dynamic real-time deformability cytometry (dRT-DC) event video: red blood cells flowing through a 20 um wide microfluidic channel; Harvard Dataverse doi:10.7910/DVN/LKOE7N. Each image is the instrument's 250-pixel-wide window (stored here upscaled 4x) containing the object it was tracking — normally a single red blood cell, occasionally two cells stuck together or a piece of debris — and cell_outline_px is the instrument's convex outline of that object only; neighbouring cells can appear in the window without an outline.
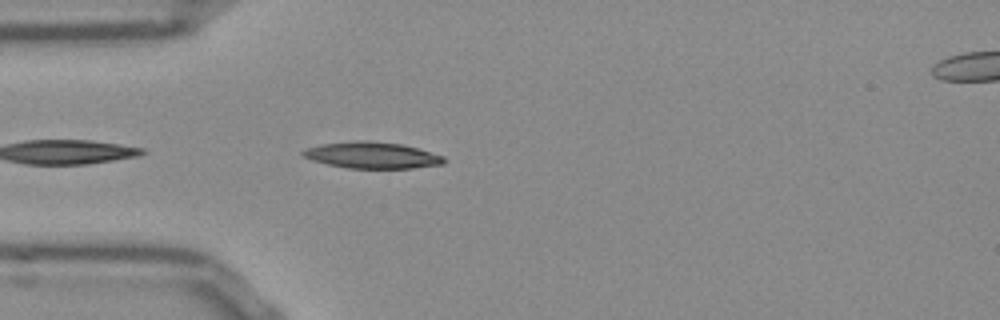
{"species": "Egyptian fruit bat (a non-hibernating species)", "species_latin": "Rousettus aegyptiacus", "temperature_condition": "room temperature", "stored_images_in_passage": 15, "camera_frame_rate_fps": 3000, "um_per_image_px": 0.085, "frame": {"image": 1, "passage_image": 2, "time_ms": 0.333, "image_size_px": [1000, 320], "cell_outline_px": [[448, 160], [444, 164], [412, 168], [348, 168], [328, 164], [312, 160], [304, 156], [300, 152], [304, 148], [320, 144], [356, 140], [368, 140], [400, 144], [416, 148], [444, 156]], "centroid_in_image_um": [31.61, 13.19], "position_along_channel_um": 53.4, "area_um2": 21.73}}
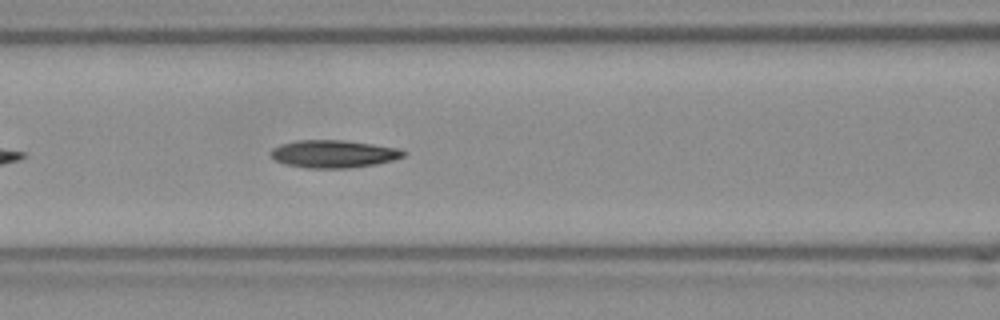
{"frame": {"image": 2, "passage_image": 9, "time_ms": 2.667, "image_size_px": [1000, 320], "cell_outline_px": [[408, 152], [404, 156], [392, 160], [376, 164], [348, 168], [308, 168], [284, 164], [276, 160], [272, 156], [272, 148], [280, 144], [296, 140], [344, 140], [372, 144], [396, 148]], "centroid_in_image_um": [28.35, 13.08], "position_along_channel_um": 138.3, "area_um2": 21.27}}
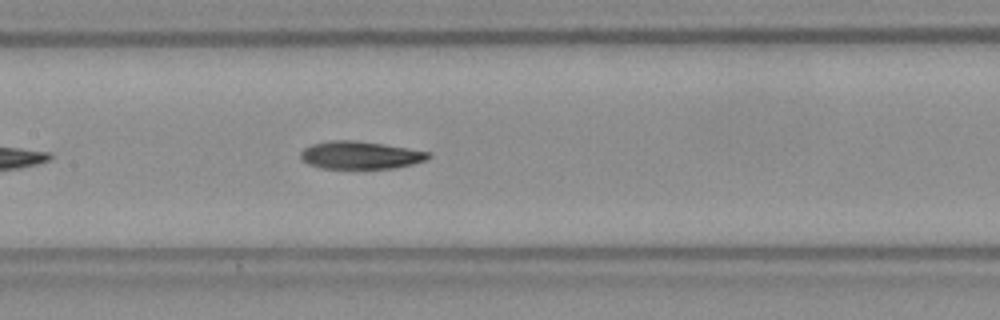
{"frame": {"image": 3, "passage_image": 12, "time_ms": 3.667, "image_size_px": [1000, 320], "cell_outline_px": [[432, 156], [424, 160], [412, 164], [392, 168], [320, 168], [308, 164], [300, 156], [300, 152], [304, 148], [312, 144], [328, 140], [356, 140], [384, 144], [408, 148], [428, 152]], "centroid_in_image_um": [30.59, 13.17], "position_along_channel_um": 176.8, "area_um2": 20.52}}